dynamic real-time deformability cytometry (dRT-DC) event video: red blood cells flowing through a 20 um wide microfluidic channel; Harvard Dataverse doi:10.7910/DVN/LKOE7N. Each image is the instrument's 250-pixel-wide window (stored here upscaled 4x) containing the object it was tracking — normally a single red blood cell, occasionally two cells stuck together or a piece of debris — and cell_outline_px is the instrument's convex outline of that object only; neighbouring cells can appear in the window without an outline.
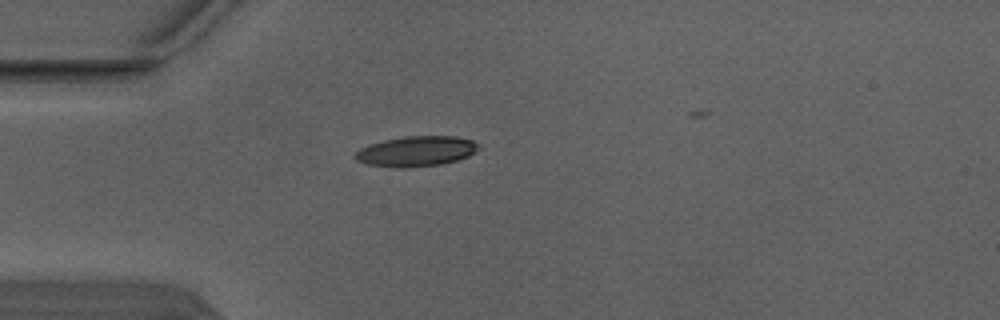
{"species": "Egyptian fruit bat (a non-hibernating species)", "species_latin": "Rousettus aegyptiacus", "temperature_condition": "warm", "stored_images_in_passage": 2, "camera_frame_rate_fps": 3000, "um_per_image_px": 0.085, "animal": {"sex": "male"}, "frame": {"image": 1, "passage_image": 2, "time_ms": 0.333, "image_size_px": [1000, 320], "cell_outline_px": [[476, 152], [468, 156], [444, 164], [404, 168], [400, 168], [368, 164], [356, 160], [352, 156], [360, 148], [368, 144], [384, 140], [404, 136], [456, 136], [472, 140], [476, 144]], "centroid_in_image_um": [35.34, 12.86], "position_along_channel_um": 49.7, "area_um2": 21.73}}